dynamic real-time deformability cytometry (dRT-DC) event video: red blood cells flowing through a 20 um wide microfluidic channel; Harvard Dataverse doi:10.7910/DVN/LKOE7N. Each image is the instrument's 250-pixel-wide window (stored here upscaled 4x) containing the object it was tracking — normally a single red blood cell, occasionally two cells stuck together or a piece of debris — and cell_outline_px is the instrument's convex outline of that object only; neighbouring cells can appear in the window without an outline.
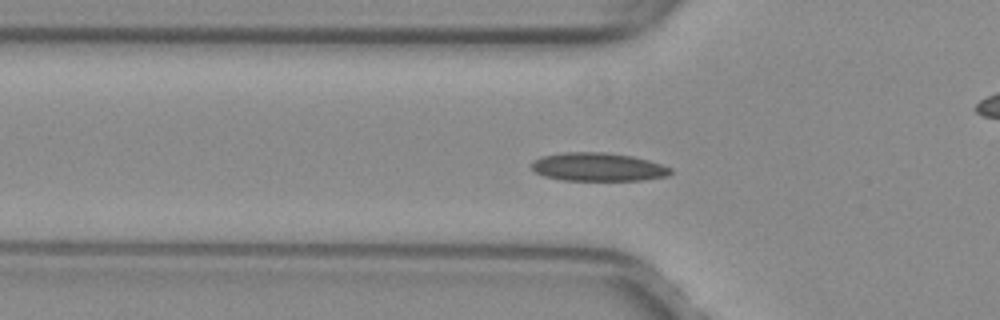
{"species": "common noctule bat (a hibernating species)", "species_latin": "Nyctalus noctula", "temperature_condition": "warm", "stored_images_in_passage": 54, "camera_frame_rate_fps": 3000, "um_per_image_px": 0.085, "animal": {"sex": "female", "body_mass_g": 29.2, "forearm_length_mm": 56.3}, "frame": {"image": 1, "passage_image": 19, "time_ms": 6.0, "image_size_px": [1000, 320], "cell_outline_px": [[672, 172], [668, 176], [644, 180], [564, 180], [544, 176], [536, 172], [532, 168], [532, 160], [540, 156], [564, 152], [604, 152], [632, 156], [648, 160], [672, 168]], "centroid_in_image_um": [50.83, 14.19], "position_along_channel_um": 75.0, "area_um2": 23.0}}
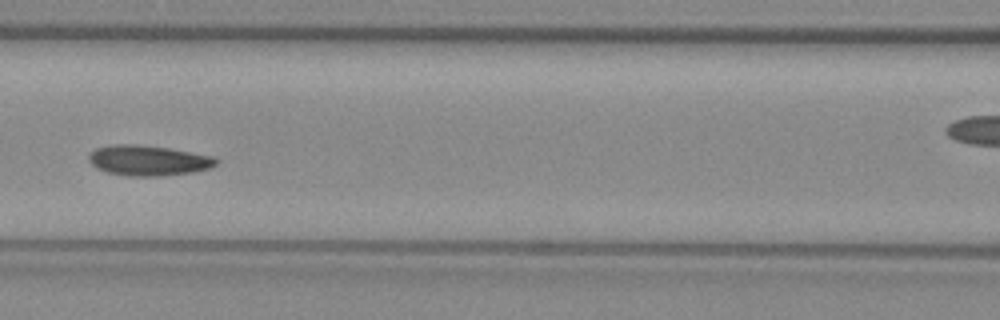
{"frame": {"image": 2, "passage_image": 25, "time_ms": 8.0, "image_size_px": [1000, 320], "cell_outline_px": [[220, 160], [216, 164], [208, 168], [196, 172], [160, 176], [128, 176], [108, 172], [96, 168], [88, 160], [88, 152], [96, 148], [112, 144], [136, 144], [168, 148], [216, 156]], "centroid_in_image_um": [12.61, 13.63], "position_along_channel_um": 154.0, "area_um2": 22.77}}
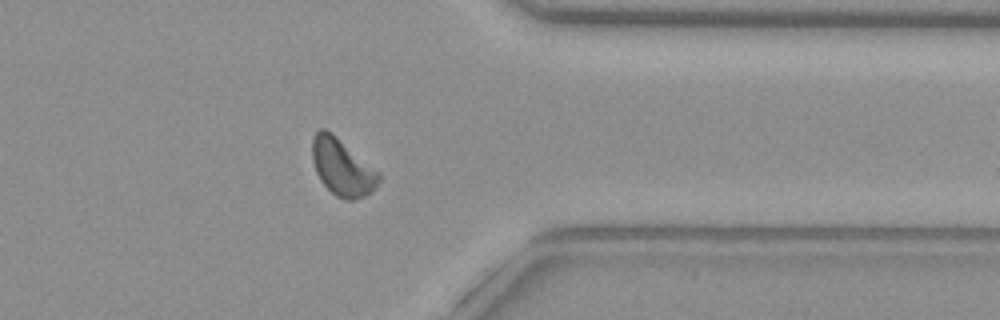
{"frame": {"image": 3, "passage_image": 43, "time_ms": 14.0, "image_size_px": [1000, 320], "cell_outline_px": [[380, 180], [364, 196], [356, 200], [344, 200], [336, 196], [320, 180], [316, 172], [312, 160], [312, 136], [320, 128], [324, 128], [332, 132], [380, 172]], "centroid_in_image_um": [29.06, 14.19], "position_along_channel_um": 382.3, "area_um2": 22.02}, "authors_computed_cell_mechanics": {"area_um2": 21.3282, "velocity_mm_per_s": 3.9538, "shape_relaxation_time_tau1_ms": 6.0535, "shape_relaxation_time_tau2_ms": 4.225, "deformation_change_tau1": 0.1165, "deformation_change_tau2": 0.0634}}